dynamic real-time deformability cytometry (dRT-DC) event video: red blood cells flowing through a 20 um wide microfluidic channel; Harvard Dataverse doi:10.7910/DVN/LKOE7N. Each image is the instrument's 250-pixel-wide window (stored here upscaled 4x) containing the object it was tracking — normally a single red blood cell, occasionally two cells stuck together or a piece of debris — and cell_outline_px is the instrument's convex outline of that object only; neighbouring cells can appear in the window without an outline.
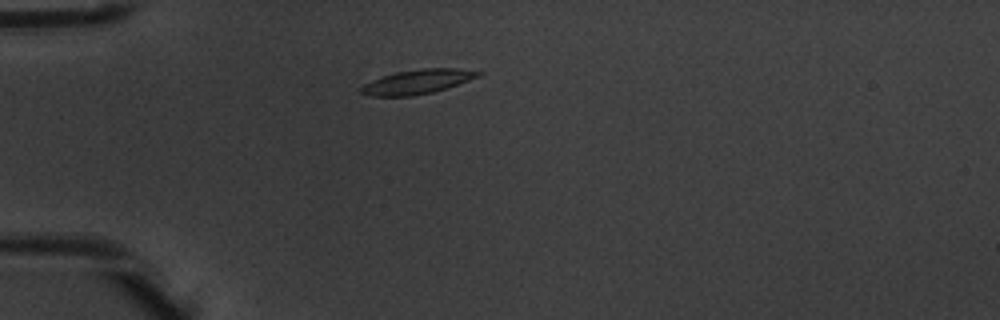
{"species": "common noctule bat (a hibernating species)", "species_latin": "Nyctalus noctula", "temperature_condition": "warm", "stored_images_in_passage": 1, "camera_frame_rate_fps": 3000, "um_per_image_px": 0.085, "animal": {"sex": "male", "body_mass_g": 20.1, "forearm_length_mm": 53.5}, "frame": {"image": 1, "passage_image": 1, "time_ms": 0.0, "image_size_px": [1000, 320], "cell_outline_px": [[484, 72], [480, 76], [432, 92], [412, 96], [368, 96], [360, 92], [360, 88], [364, 84], [372, 80], [396, 72], [420, 68], [456, 68]], "centroid_in_image_um": [35.45, 6.94], "position_along_channel_um": 49.5, "area_um2": 16.42}}